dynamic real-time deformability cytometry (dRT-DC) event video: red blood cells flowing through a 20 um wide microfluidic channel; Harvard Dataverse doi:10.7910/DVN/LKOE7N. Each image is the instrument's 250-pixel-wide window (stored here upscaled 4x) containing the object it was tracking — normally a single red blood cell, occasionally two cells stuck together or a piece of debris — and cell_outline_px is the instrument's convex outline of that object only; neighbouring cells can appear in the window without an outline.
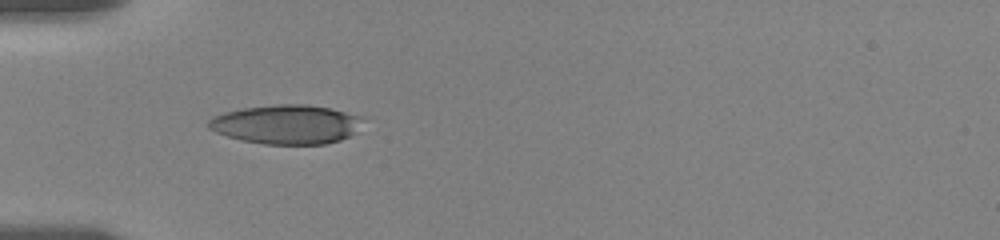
{"species": "human", "species_latin": "Homo sapiens", "temperature_condition": "room temperature", "stored_images_in_passage": 10, "camera_frame_rate_fps": 3000, "um_per_image_px": 0.085, "donor": {"sex": "female"}, "frame": {"image": 1, "passage_image": 4, "time_ms": 1.333, "image_size_px": [1000, 240], "cell_outline_px": [[360, 116], [356, 132], [340, 140], [324, 144], [264, 144], [240, 140], [216, 132], [208, 128], [208, 120], [212, 116], [224, 112], [244, 108], [276, 104], [308, 104], [332, 108]], "centroid_in_image_um": [24.29, 10.57], "position_along_channel_um": 60.7, "area_um2": 35.08}}
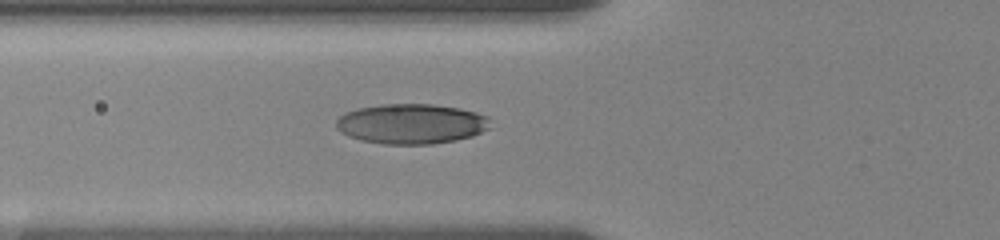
{"frame": {"image": 2, "passage_image": 6, "time_ms": 2.333, "image_size_px": [1000, 240], "cell_outline_px": [[488, 128], [472, 136], [456, 140], [432, 144], [384, 144], [360, 140], [348, 136], [340, 132], [336, 128], [336, 120], [340, 116], [356, 108], [380, 104], [432, 104], [460, 108], [476, 112], [488, 116]], "centroid_in_image_um": [34.93, 10.52], "position_along_channel_um": 90.9, "area_um2": 36.01}}
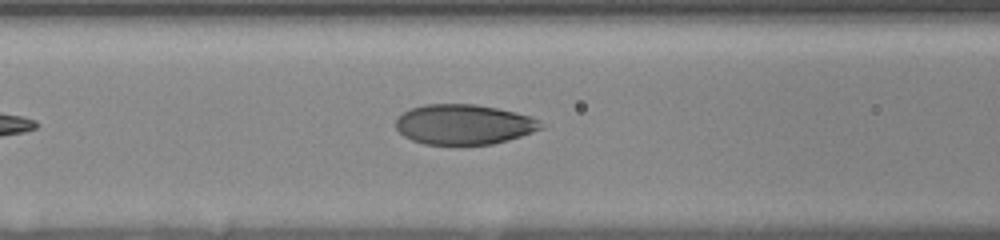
{"frame": {"image": 3, "passage_image": 9, "time_ms": 3.333, "image_size_px": [1000, 240], "cell_outline_px": [[544, 128], [508, 140], [492, 144], [460, 148], [424, 144], [412, 140], [404, 136], [396, 128], [396, 120], [404, 112], [412, 108], [424, 104], [476, 104], [516, 112], [532, 116], [540, 120], [544, 124]], "centroid_in_image_um": [39.45, 10.62], "position_along_channel_um": 127.2, "area_um2": 34.85}}